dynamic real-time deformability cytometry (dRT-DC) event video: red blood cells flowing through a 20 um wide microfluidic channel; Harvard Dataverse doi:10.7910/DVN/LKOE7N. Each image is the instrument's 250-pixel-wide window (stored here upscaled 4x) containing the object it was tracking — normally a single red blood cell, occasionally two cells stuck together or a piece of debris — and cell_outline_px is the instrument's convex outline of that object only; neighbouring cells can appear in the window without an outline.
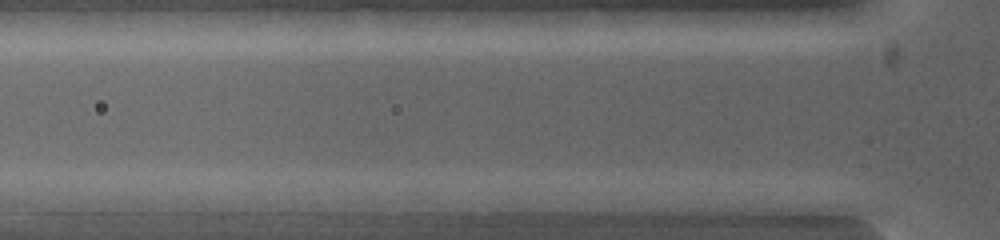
{"species": "common noctule bat (a hibernating species)", "species_latin": "Nyctalus noctula", "temperature_condition": "warm", "stored_images_in_passage": 4, "camera_frame_rate_fps": 5000, "um_per_image_px": 0.085, "animal": {"sex": "female", "body_mass_g": 19.0, "forearm_length_mm": 53.3}, "frame": {"image": 1, "passage_image": 2, "time_ms": 0.6, "image_size_px": [1000, 240], "cell_outline_px": [[480, 200], [472, 212], [468, 216], [464, 216], [408, 212], [412, 200], [416, 192], [480, 192]], "centroid_in_image_um": [37.83, 17.26], "position_along_channel_um": 88.0, "area_um2": 10.52}}